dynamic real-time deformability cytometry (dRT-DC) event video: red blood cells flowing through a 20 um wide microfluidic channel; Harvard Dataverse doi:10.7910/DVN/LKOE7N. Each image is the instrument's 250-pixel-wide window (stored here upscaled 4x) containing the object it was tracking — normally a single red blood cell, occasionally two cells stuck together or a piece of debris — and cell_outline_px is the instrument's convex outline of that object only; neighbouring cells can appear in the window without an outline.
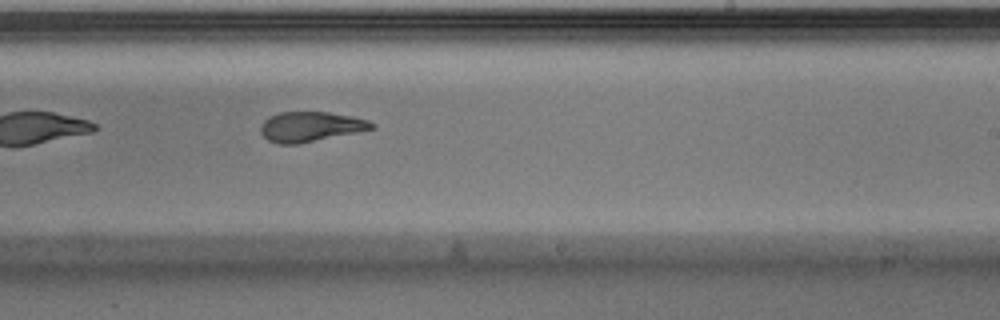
{"species": "Egyptian fruit bat (a non-hibernating species)", "species_latin": "Rousettus aegyptiacus", "temperature_condition": "warm", "stored_images_in_passage": 35, "camera_frame_rate_fps": 3000, "um_per_image_px": 0.085, "animal": {"sex": "male"}, "frame": {"image": 1, "passage_image": 16, "time_ms": 5.0, "image_size_px": [1000, 320], "cell_outline_px": [[376, 128], [296, 144], [276, 144], [268, 140], [260, 132], [260, 128], [264, 120], [268, 116], [280, 112], [328, 112], [352, 116], [368, 120], [376, 124]], "centroid_in_image_um": [26.38, 10.76], "position_along_channel_um": 262.6, "area_um2": 19.31}, "authors_computed_cell_mechanics": {"area_um2": 20.1722, "velocity_mm_per_s": 3.9736, "shape_relaxation_time_tau1_ms": 5.0953, "shape_relaxation_time_tau2_ms": 1.4696, "deformation_change_tau1": 0.2148, "deformation_change_tau2": 0.0995}}